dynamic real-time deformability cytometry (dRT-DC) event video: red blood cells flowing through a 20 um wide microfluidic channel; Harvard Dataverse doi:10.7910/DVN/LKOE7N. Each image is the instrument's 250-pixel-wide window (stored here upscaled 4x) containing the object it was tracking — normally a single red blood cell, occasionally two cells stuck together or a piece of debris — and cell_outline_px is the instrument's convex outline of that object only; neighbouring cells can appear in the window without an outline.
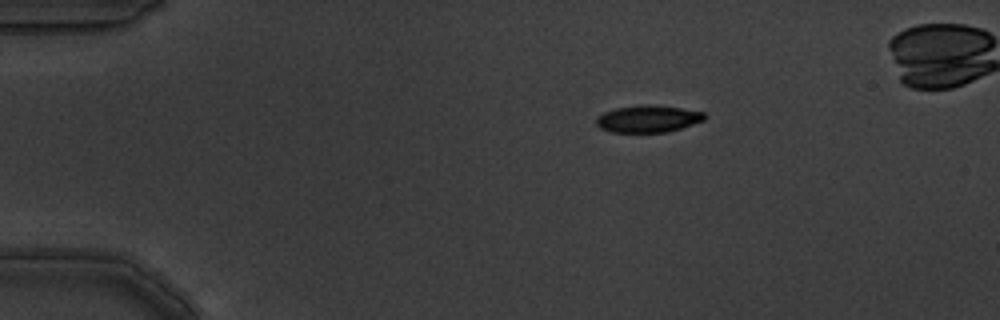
{"species": "common noctule bat (a hibernating species)", "species_latin": "Nyctalus noctula", "temperature_condition": "warm", "stored_images_in_passage": 4, "camera_frame_rate_fps": 3000, "um_per_image_px": 0.085, "animal": {"sex": "male", "body_mass_g": 19.5, "forearm_length_mm": 54.6}, "frame": {"image": 1, "passage_image": 1, "time_ms": 0.0, "image_size_px": [1000, 320], "cell_outline_px": [[708, 116], [704, 120], [668, 132], [612, 132], [600, 128], [596, 124], [596, 116], [604, 112], [616, 108], [644, 104], [656, 104], [704, 112]], "centroid_in_image_um": [55.08, 10.09], "position_along_channel_um": 29.9, "area_um2": 17.17}}